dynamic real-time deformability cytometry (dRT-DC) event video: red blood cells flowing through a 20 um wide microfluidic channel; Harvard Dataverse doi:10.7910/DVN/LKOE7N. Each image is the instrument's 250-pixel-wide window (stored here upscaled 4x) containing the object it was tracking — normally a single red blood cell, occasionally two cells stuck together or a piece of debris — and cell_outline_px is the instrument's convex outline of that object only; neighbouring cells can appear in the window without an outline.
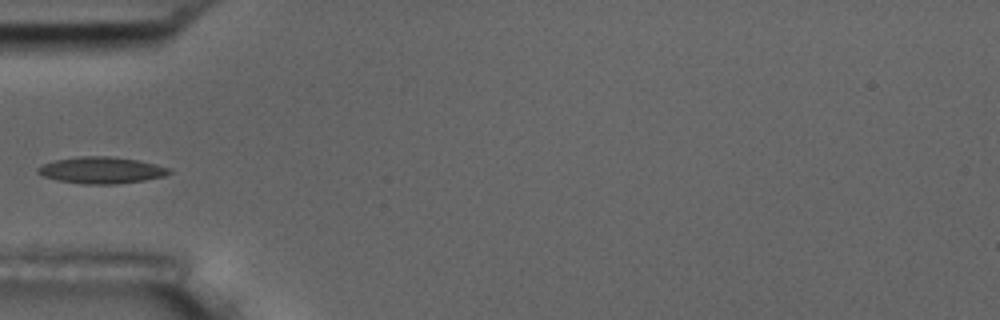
{"species": "common noctule bat (a hibernating species)", "species_latin": "Nyctalus noctula", "temperature_condition": "room temperature", "stored_images_in_passage": 3, "camera_frame_rate_fps": 3000, "um_per_image_px": 0.085, "animal": {"sex": "male", "body_mass_g": 17.5, "forearm_length_mm": 52.3}, "frame": {"image": 1, "passage_image": 3, "time_ms": 2.333, "image_size_px": [1000, 320], "cell_outline_px": [[172, 172], [164, 176], [144, 180], [116, 184], [84, 184], [56, 180], [44, 176], [36, 172], [36, 168], [52, 160], [76, 156], [108, 156], [136, 160], [156, 164], [172, 168]], "centroid_in_image_um": [8.6, 14.46], "position_along_channel_um": 76.4, "area_um2": 20.46}}